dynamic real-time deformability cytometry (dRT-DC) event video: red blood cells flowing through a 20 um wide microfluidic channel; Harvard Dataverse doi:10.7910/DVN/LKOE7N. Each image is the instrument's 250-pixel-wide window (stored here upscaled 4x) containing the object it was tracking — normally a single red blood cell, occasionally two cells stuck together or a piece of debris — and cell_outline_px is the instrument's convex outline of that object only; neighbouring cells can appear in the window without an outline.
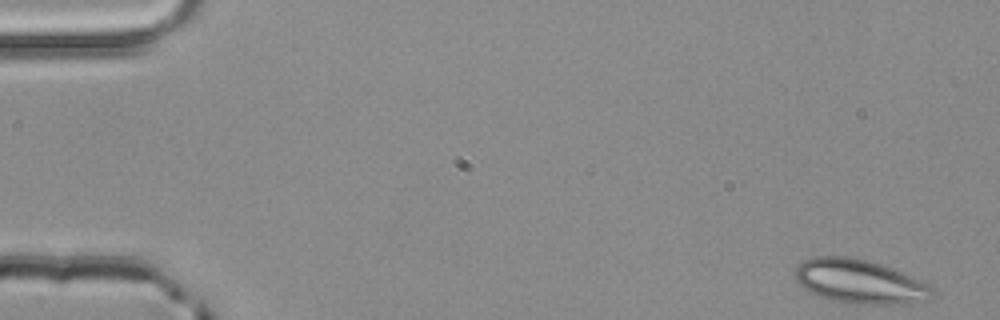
{"species": "common noctule bat (a hibernating species)", "species_latin": "Nyctalus noctula", "temperature_condition": "room temperature", "stored_images_in_passage": 3, "camera_frame_rate_fps": 3000, "um_per_image_px": 0.085, "animal": {"sex": "male", "body_mass_g": 20.4}, "frame": {"image": 1, "passage_image": 1, "time_ms": 0.0, "image_size_px": [1000, 320], "cell_outline_px": [[936, 288], [932, 296], [928, 300], [908, 304], [844, 304], [808, 292], [796, 280], [796, 268], [804, 260], [812, 256], [844, 256], [868, 260], [892, 268], [928, 284]], "centroid_in_image_um": [73.09, 23.95], "position_along_channel_um": 11.9, "area_um2": 35.37}}